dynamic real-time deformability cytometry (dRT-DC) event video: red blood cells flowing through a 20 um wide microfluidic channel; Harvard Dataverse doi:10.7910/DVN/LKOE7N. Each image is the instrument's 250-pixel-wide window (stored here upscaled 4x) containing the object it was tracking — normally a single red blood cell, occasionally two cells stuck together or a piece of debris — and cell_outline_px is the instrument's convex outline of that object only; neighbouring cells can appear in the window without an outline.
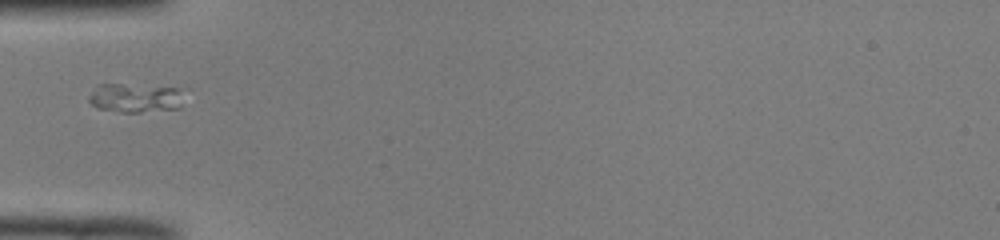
{"species": "common noctule bat (a hibernating species)", "species_latin": "Nyctalus noctula", "temperature_condition": "room temperature", "stored_images_in_passage": 30, "camera_frame_rate_fps": 3000, "um_per_image_px": 0.085, "animal": {"sex": "male", "body_mass_g": 19.0, "forearm_length_mm": 50.8}, "frame": {"image": 1, "passage_image": 1, "time_ms": 0.0, "image_size_px": [1000, 240], "cell_outline_px": [[180, 108], [140, 112], [120, 112], [96, 108], [88, 100], [88, 96], [100, 84], [120, 84], [180, 88]], "centroid_in_image_um": [11.45, 8.33], "position_along_channel_um": 73.6, "area_um2": 15.84}}
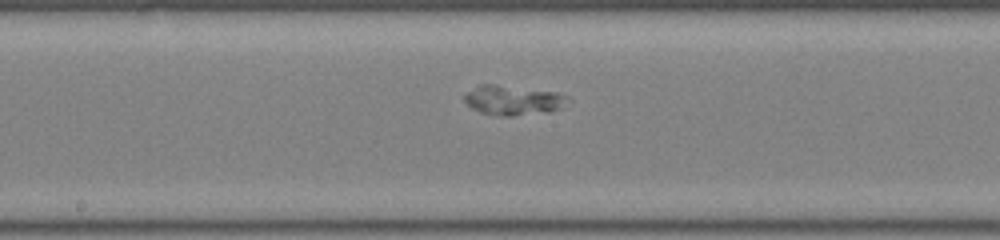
{"frame": {"image": 2, "passage_image": 11, "time_ms": 3.333, "image_size_px": [1000, 240], "cell_outline_px": [[572, 100], [560, 108], [548, 112], [512, 116], [504, 116], [480, 112], [472, 108], [464, 100], [464, 96], [468, 92], [480, 84], [492, 84], [556, 92], [568, 96]], "centroid_in_image_um": [43.65, 8.52], "position_along_channel_um": 204.5, "area_um2": 17.74}}
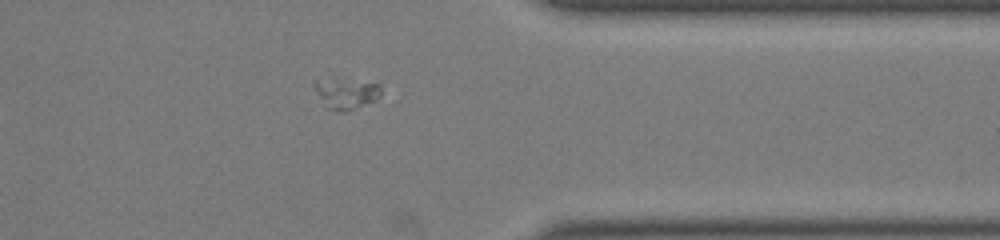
{"frame": {"image": 3, "passage_image": 25, "time_ms": 8.0, "image_size_px": [1000, 240], "cell_outline_px": [[380, 96], [376, 100], [348, 112], [336, 112], [324, 108], [316, 88], [316, 80], [380, 84]], "centroid_in_image_um": [29.45, 8.06], "position_along_channel_um": 382.0, "area_um2": 11.27}}